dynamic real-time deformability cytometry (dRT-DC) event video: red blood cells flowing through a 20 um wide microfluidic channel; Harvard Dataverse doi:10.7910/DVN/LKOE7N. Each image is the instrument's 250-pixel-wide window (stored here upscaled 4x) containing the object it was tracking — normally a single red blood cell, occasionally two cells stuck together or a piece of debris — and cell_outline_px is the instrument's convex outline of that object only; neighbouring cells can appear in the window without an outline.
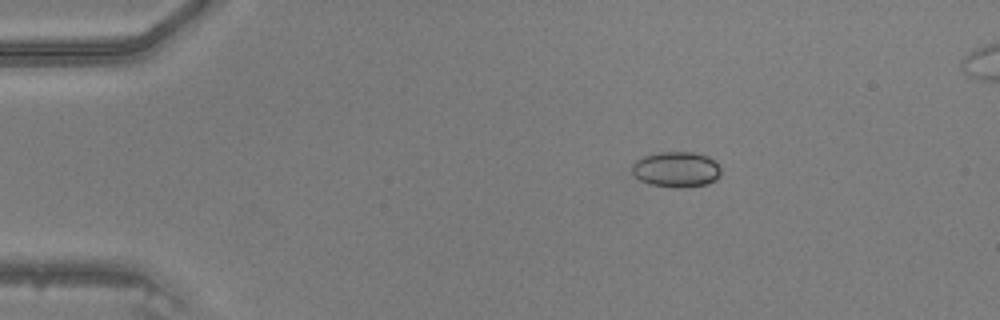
{"species": "common noctule bat (a hibernating species)", "species_latin": "Nyctalus noctula", "temperature_condition": "warm", "stored_images_in_passage": 34, "camera_frame_rate_fps": 3000, "um_per_image_px": 0.085, "animal": {"sex": "male", "body_mass_g": 20.5, "forearm_length_mm": 52.5}, "frame": {"image": 1, "passage_image": 1, "time_ms": 0.0, "image_size_px": [1000, 320], "cell_outline_px": [[720, 176], [716, 180], [704, 184], [684, 188], [676, 188], [648, 184], [640, 180], [632, 172], [632, 164], [636, 160], [644, 156], [660, 152], [692, 152], [708, 156], [720, 168]], "centroid_in_image_um": [57.47, 14.41], "position_along_channel_um": 27.5, "area_um2": 18.38}}
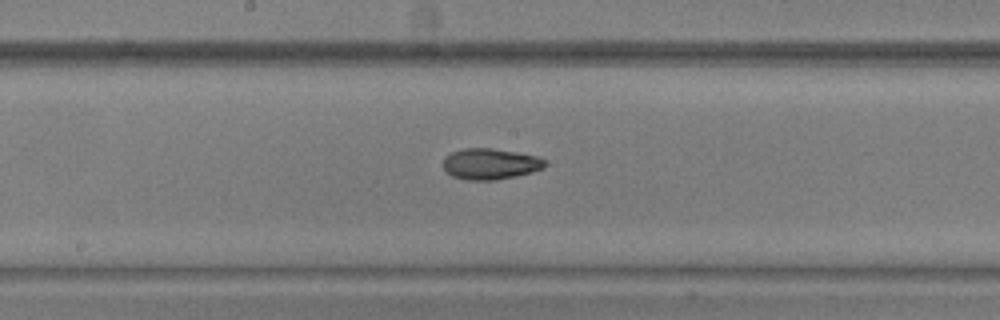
{"frame": {"image": 2, "passage_image": 18, "time_ms": 5.667, "image_size_px": [1000, 320], "cell_outline_px": [[544, 168], [532, 172], [516, 176], [496, 180], [468, 180], [452, 176], [444, 172], [444, 156], [452, 152], [464, 148], [492, 148], [540, 156], [544, 160]], "centroid_in_image_um": [41.66, 13.93], "position_along_channel_um": 206.5, "area_um2": 18.5}}
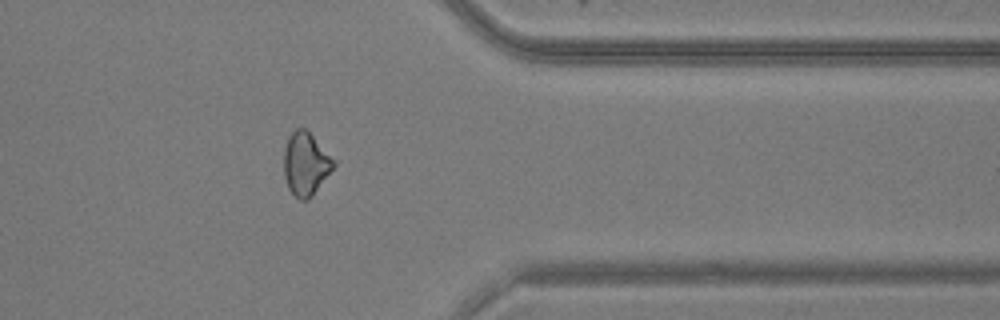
{"frame": {"image": 3, "passage_image": 31, "time_ms": 10.0, "image_size_px": [1000, 320], "cell_outline_px": [[336, 164], [312, 196], [308, 200], [300, 200], [288, 188], [284, 176], [284, 148], [288, 136], [296, 128], [304, 128], [336, 160]], "centroid_in_image_um": [25.97, 13.93], "position_along_channel_um": 385.4, "area_um2": 18.15}}